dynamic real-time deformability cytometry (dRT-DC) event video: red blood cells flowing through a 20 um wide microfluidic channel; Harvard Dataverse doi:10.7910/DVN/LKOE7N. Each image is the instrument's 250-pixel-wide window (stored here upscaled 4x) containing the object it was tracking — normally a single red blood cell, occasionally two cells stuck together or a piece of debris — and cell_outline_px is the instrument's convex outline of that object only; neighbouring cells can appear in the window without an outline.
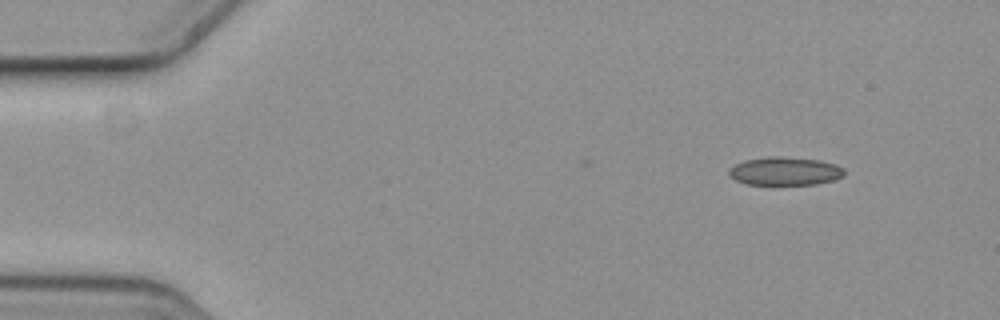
{"species": "common noctule bat (a hibernating species)", "species_latin": "Nyctalus noctula", "temperature_condition": "cold", "stored_images_in_passage": 4, "camera_frame_rate_fps": 3000, "um_per_image_px": 0.085, "animal": {"sex": "female", "body_mass_g": 19.3, "forearm_length_mm": 54.1}, "frame": {"image": 1, "passage_image": 1, "time_ms": 0.0, "image_size_px": [1000, 320], "cell_outline_px": [[844, 176], [832, 180], [816, 184], [744, 184], [728, 176], [728, 168], [744, 160], [768, 156], [780, 156], [820, 160], [836, 164], [844, 168]], "centroid_in_image_um": [66.69, 14.54], "position_along_channel_um": 18.3, "area_um2": 19.13}}
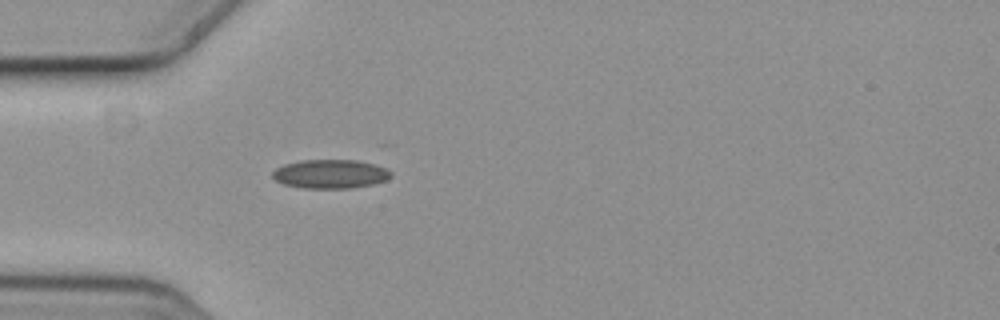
{"frame": {"image": 2, "passage_image": 4, "time_ms": 1.0, "image_size_px": [1000, 320], "cell_outline_px": [[392, 176], [388, 180], [372, 184], [352, 188], [304, 188], [284, 184], [276, 180], [272, 176], [272, 172], [276, 168], [284, 164], [300, 160], [356, 160], [376, 164], [392, 172]], "centroid_in_image_um": [28.1, 14.78], "position_along_channel_um": 56.9, "area_um2": 20.0}}